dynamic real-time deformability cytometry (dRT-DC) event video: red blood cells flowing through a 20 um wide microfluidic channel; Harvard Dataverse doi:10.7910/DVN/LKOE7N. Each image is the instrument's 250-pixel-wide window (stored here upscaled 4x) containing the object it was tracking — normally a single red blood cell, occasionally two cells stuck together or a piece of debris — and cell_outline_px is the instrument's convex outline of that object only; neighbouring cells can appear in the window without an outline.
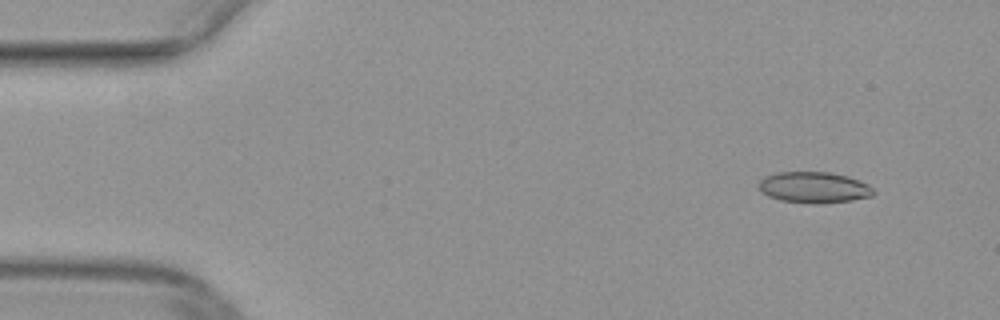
{"species": "common noctule bat (a hibernating species)", "species_latin": "Nyctalus noctula", "temperature_condition": "warm", "stored_images_in_passage": 12, "camera_frame_rate_fps": 3000, "um_per_image_px": 0.085, "animal": {"sex": "female", "body_mass_g": 29.2, "forearm_length_mm": 56.3}, "frame": {"image": 1, "passage_image": 1, "time_ms": 0.0, "image_size_px": [1000, 320], "cell_outline_px": [[876, 192], [872, 196], [852, 200], [820, 204], [812, 204], [780, 200], [768, 196], [760, 192], [756, 188], [760, 180], [764, 176], [776, 172], [828, 172], [848, 176], [868, 184]], "centroid_in_image_um": [69.14, 15.93], "position_along_channel_um": 15.9, "area_um2": 21.1}}
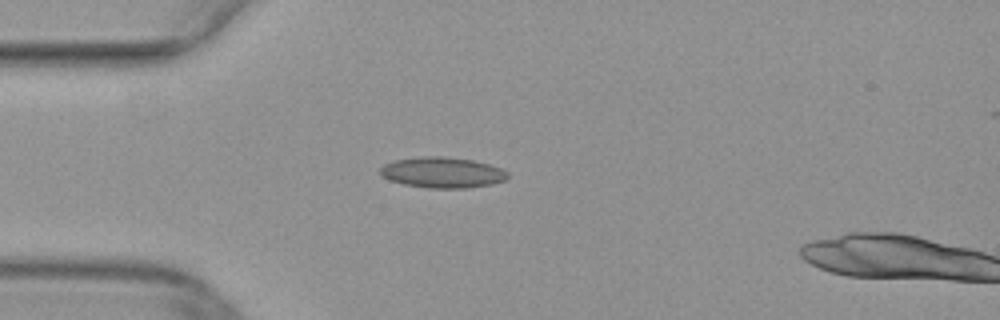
{"frame": {"image": 2, "passage_image": 10, "time_ms": 3.0, "image_size_px": [1000, 320], "cell_outline_px": [[508, 176], [504, 180], [492, 184], [468, 188], [428, 188], [404, 184], [388, 180], [380, 176], [380, 168], [384, 164], [396, 160], [424, 156], [444, 156], [472, 160], [488, 164], [500, 168], [508, 172]], "centroid_in_image_um": [37.58, 14.67], "position_along_channel_um": 47.4, "area_um2": 22.83}}